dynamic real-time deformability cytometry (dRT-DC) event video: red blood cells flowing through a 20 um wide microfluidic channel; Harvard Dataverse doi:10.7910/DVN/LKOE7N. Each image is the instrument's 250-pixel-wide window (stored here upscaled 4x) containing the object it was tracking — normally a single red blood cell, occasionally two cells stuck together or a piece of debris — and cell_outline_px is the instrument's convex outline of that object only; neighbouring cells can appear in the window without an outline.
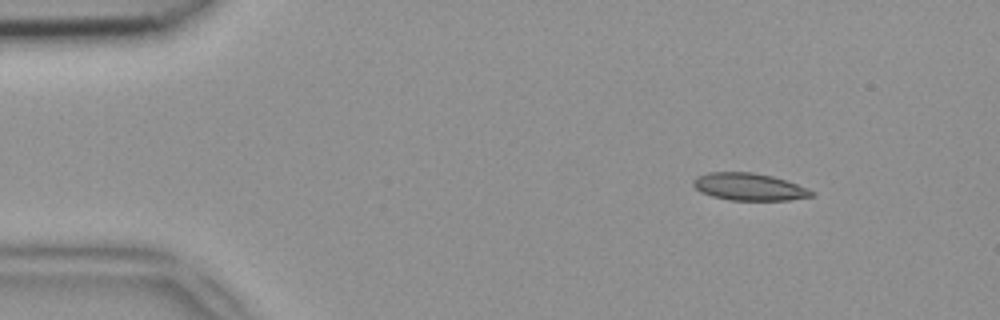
{"species": "common noctule bat (a hibernating species)", "species_latin": "Nyctalus noctula", "temperature_condition": "room temperature", "stored_images_in_passage": 49, "camera_frame_rate_fps": 3000, "um_per_image_px": 0.085, "animal": {"sex": "female", "body_mass_g": 18.4}, "frame": {"image": 1, "passage_image": 6, "time_ms": 1.667, "image_size_px": [1000, 320], "cell_outline_px": [[816, 196], [788, 200], [728, 200], [712, 196], [700, 192], [692, 184], [692, 180], [696, 176], [708, 172], [752, 172], [772, 176], [808, 188], [816, 192]], "centroid_in_image_um": [63.67, 15.88], "position_along_channel_um": 21.3, "area_um2": 18.96}}
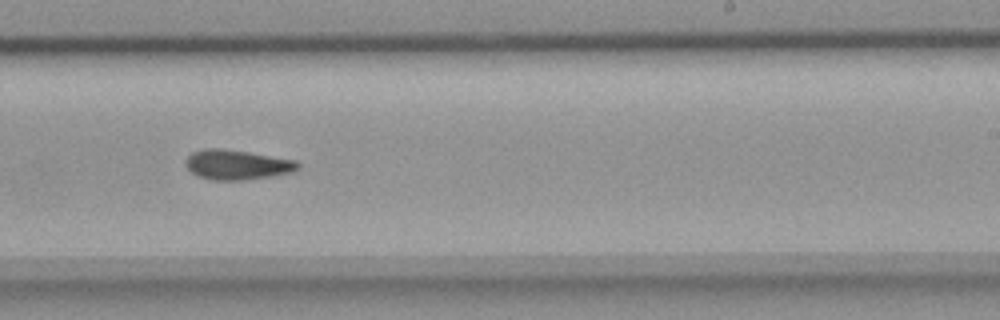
{"frame": {"image": 2, "passage_image": 30, "time_ms": 9.667, "image_size_px": [1000, 320], "cell_outline_px": [[300, 168], [292, 172], [272, 176], [244, 180], [212, 180], [200, 176], [192, 172], [184, 164], [184, 160], [192, 152], [204, 148], [220, 148], [248, 152], [296, 160], [300, 164]], "centroid_in_image_um": [20.15, 13.99], "position_along_channel_um": 268.9, "area_um2": 19.54}}
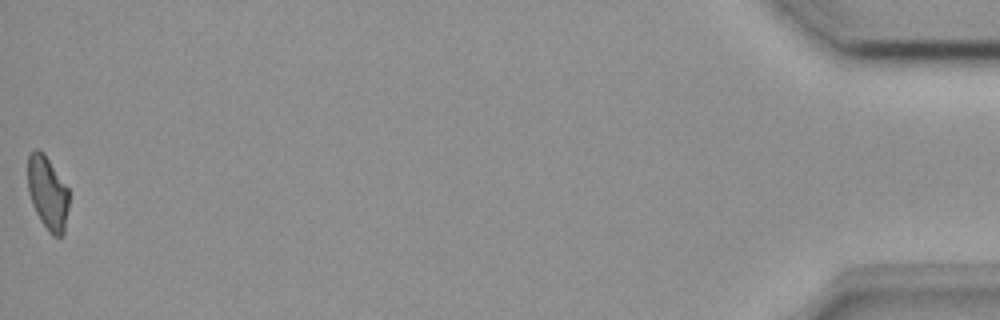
{"frame": {"image": 3, "passage_image": 49, "time_ms": 16.0, "image_size_px": [1000, 320], "cell_outline_px": [[68, 208], [64, 236], [52, 236], [48, 232], [40, 220], [32, 204], [28, 192], [28, 156], [36, 148], [44, 152], [68, 188]], "centroid_in_image_um": [4.05, 16.42], "position_along_channel_um": 431.1, "area_um2": 17.74}}